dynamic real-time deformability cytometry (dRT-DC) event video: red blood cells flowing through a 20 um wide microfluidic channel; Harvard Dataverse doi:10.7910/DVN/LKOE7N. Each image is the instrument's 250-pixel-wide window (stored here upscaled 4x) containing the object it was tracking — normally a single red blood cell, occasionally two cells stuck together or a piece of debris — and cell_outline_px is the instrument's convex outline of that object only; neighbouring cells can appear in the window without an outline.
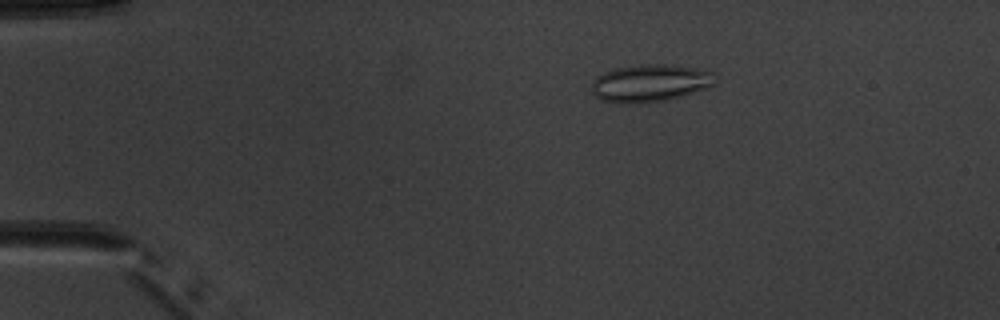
{"species": "common noctule bat (a hibernating species)", "species_latin": "Nyctalus noctula", "temperature_condition": "warm", "stored_images_in_passage": 4, "camera_frame_rate_fps": 3000, "um_per_image_px": 0.085, "animal": {"sex": "male", "body_mass_g": 20.1, "forearm_length_mm": 53.5}, "frame": {"image": 1, "passage_image": 3, "time_ms": 3.0, "image_size_px": [1000, 320], "cell_outline_px": [[716, 72], [712, 84], [708, 88], [668, 100], [628, 104], [620, 104], [600, 100], [592, 92], [592, 84], [596, 76], [604, 72], [616, 68], [640, 64], [664, 64], [696, 68]], "centroid_in_image_um": [55.24, 7.07], "position_along_channel_um": 29.8, "area_um2": 27.11}}